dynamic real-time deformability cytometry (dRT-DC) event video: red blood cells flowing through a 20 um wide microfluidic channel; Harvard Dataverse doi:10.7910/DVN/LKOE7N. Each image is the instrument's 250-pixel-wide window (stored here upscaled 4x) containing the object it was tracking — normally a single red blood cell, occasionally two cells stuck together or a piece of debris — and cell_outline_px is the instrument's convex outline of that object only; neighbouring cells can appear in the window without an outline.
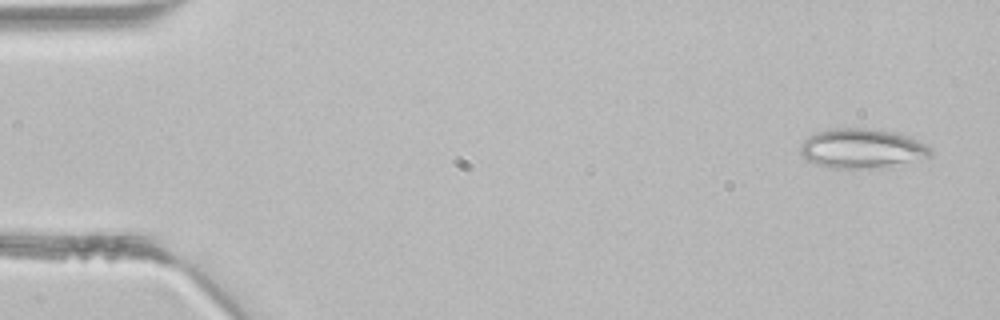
{"species": "common noctule bat (a hibernating species)", "species_latin": "Nyctalus noctula", "temperature_condition": "room temperature", "stored_images_in_passage": 6, "camera_frame_rate_fps": 3000, "um_per_image_px": 0.085, "animal": {"sex": "male", "body_mass_g": 21.5, "forearm_length_mm": 52.0}, "frame": {"image": 1, "passage_image": 1, "time_ms": 0.0, "image_size_px": [1000, 320], "cell_outline_px": [[932, 156], [888, 164], [856, 168], [832, 168], [816, 164], [800, 156], [800, 144], [808, 136], [816, 132], [836, 128], [872, 128], [908, 136], [932, 148]], "centroid_in_image_um": [73.16, 12.59], "position_along_channel_um": 11.8, "area_um2": 29.19}}